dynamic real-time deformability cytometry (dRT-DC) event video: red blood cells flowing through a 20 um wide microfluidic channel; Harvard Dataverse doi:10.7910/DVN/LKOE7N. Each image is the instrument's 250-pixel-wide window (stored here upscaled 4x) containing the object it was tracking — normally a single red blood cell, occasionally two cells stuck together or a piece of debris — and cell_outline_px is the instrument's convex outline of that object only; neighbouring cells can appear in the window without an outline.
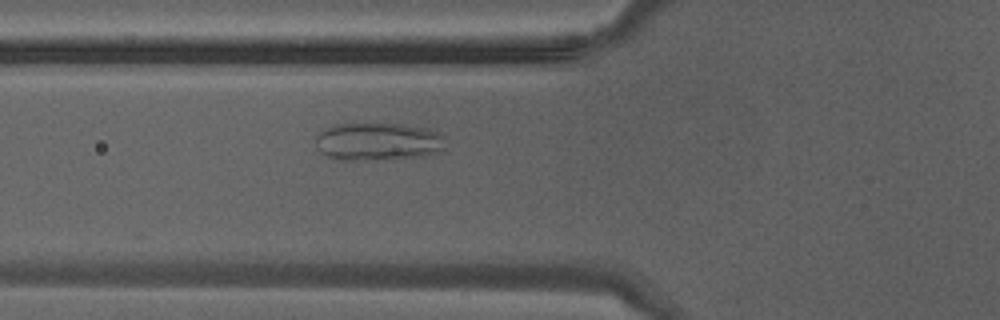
{"species": "Egyptian fruit bat (a non-hibernating species)", "species_latin": "Rousettus aegyptiacus", "temperature_condition": "warm", "stored_images_in_passage": 39, "segment_of_instrument_passage": [1, 2], "camera_frame_rate_fps": 3000, "um_per_image_px": 0.085, "animal": {"sex": "male"}, "frame": {"image": 1, "passage_image": 12, "time_ms": 3.667, "image_size_px": [1000, 320], "cell_outline_px": [[444, 136], [440, 148], [436, 152], [424, 156], [396, 160], [332, 160], [320, 152], [316, 148], [316, 136], [320, 132], [336, 124], [404, 124], [428, 128]], "centroid_in_image_um": [32.08, 12.06], "position_along_channel_um": 93.7, "area_um2": 28.9}}
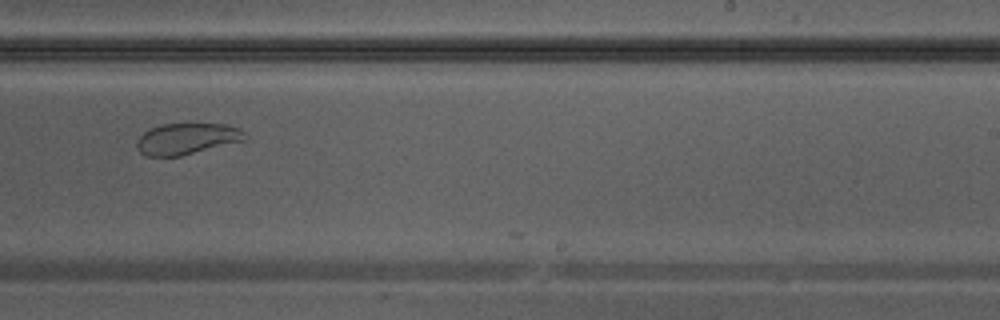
{"frame": {"image": 2, "passage_image": 23, "time_ms": 7.333, "image_size_px": [1000, 320], "cell_outline_px": [[248, 140], [180, 156], [144, 156], [136, 148], [136, 140], [144, 132], [160, 124], [224, 124], [240, 128], [248, 136]], "centroid_in_image_um": [15.91, 11.8], "position_along_channel_um": 273.1, "area_um2": 19.88}}
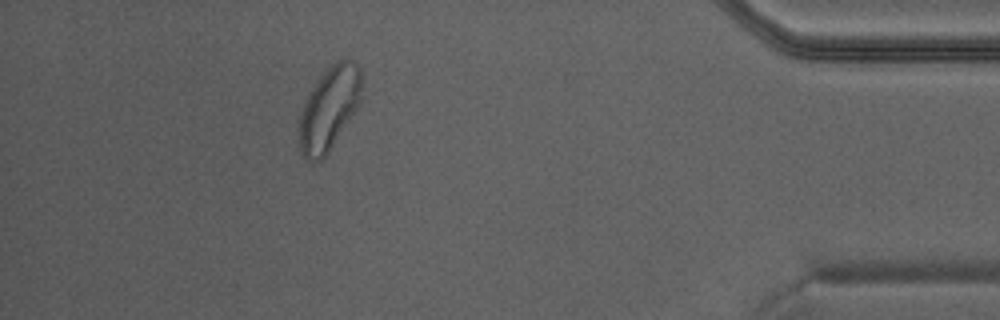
{"frame": {"image": 3, "passage_image": 34, "time_ms": 11.0, "image_size_px": [1000, 320], "cell_outline_px": [[360, 104], [328, 152], [320, 160], [312, 164], [300, 152], [300, 112], [308, 92], [316, 80], [336, 60], [352, 60], [360, 68]], "centroid_in_image_um": [27.96, 9.23], "position_along_channel_um": 407.2, "area_um2": 30.06}}